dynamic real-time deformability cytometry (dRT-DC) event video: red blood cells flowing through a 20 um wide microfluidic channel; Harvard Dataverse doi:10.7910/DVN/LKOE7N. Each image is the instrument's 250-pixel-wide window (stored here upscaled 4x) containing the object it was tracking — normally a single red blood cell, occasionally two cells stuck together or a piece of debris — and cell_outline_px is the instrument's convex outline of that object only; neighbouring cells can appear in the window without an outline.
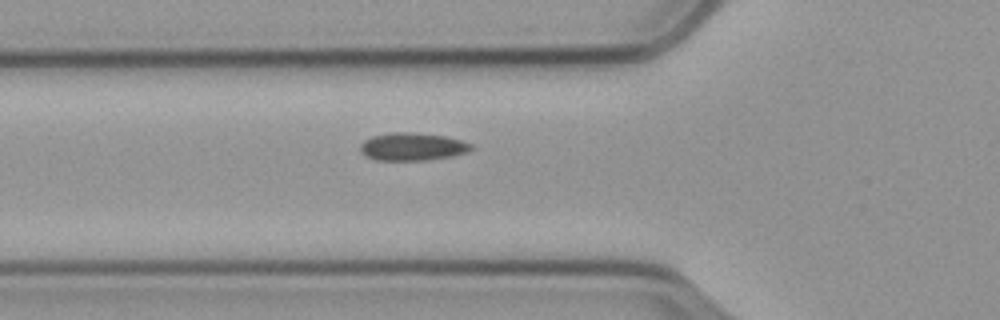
{"species": "common noctule bat (a hibernating species)", "species_latin": "Nyctalus noctula", "temperature_condition": "cold", "stored_images_in_passage": 40, "camera_frame_rate_fps": 3000, "um_per_image_px": 0.085, "animal": {"sex": "male", "body_mass_g": 23.1, "forearm_length_mm": 52.7}, "frame": {"image": 1, "passage_image": 2, "time_ms": 0.333, "image_size_px": [1000, 320], "cell_outline_px": [[476, 148], [468, 152], [452, 156], [424, 160], [376, 160], [360, 152], [360, 144], [364, 140], [372, 136], [392, 132], [416, 132], [444, 136], [460, 140], [472, 144]], "centroid_in_image_um": [35.07, 12.46], "position_along_channel_um": 90.7, "area_um2": 18.03}}
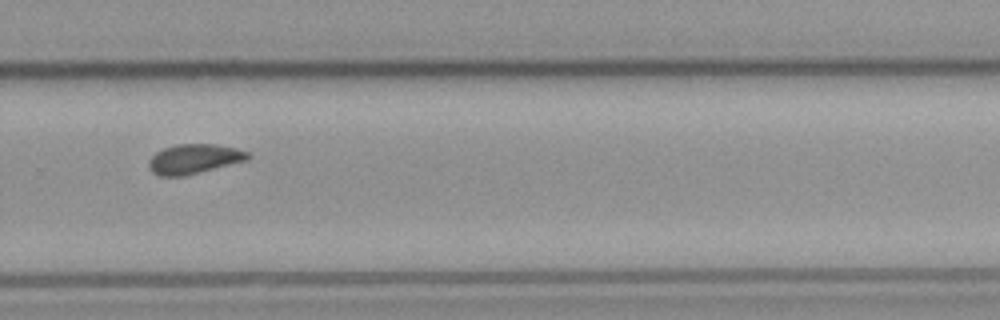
{"frame": {"image": 2, "passage_image": 21, "time_ms": 6.667, "image_size_px": [1000, 320], "cell_outline_px": [[252, 156], [248, 160], [184, 176], [156, 176], [148, 168], [148, 160], [156, 152], [164, 148], [176, 144], [216, 144], [236, 148], [248, 152]], "centroid_in_image_um": [16.48, 13.51], "position_along_channel_um": 313.3, "area_um2": 17.28}}
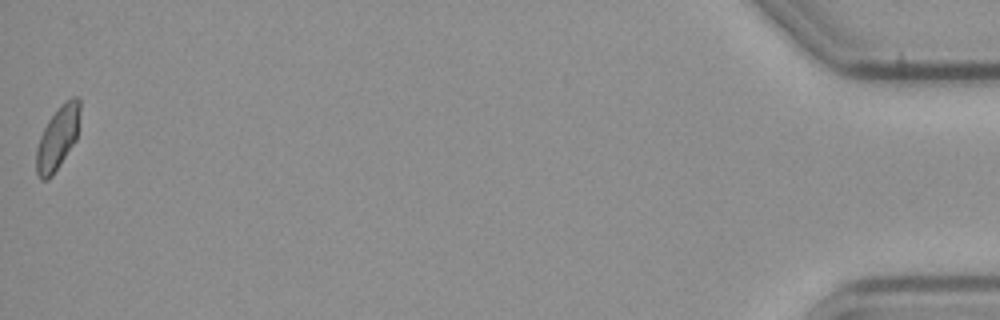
{"frame": {"image": 3, "passage_image": 40, "time_ms": 13.0, "image_size_px": [1000, 320], "cell_outline_px": [[80, 112], [76, 140], [52, 176], [48, 180], [40, 180], [36, 172], [36, 148], [40, 136], [48, 120], [60, 104], [64, 100], [72, 96], [80, 96]], "centroid_in_image_um": [4.9, 11.69], "position_along_channel_um": 430.3, "area_um2": 16.3}}